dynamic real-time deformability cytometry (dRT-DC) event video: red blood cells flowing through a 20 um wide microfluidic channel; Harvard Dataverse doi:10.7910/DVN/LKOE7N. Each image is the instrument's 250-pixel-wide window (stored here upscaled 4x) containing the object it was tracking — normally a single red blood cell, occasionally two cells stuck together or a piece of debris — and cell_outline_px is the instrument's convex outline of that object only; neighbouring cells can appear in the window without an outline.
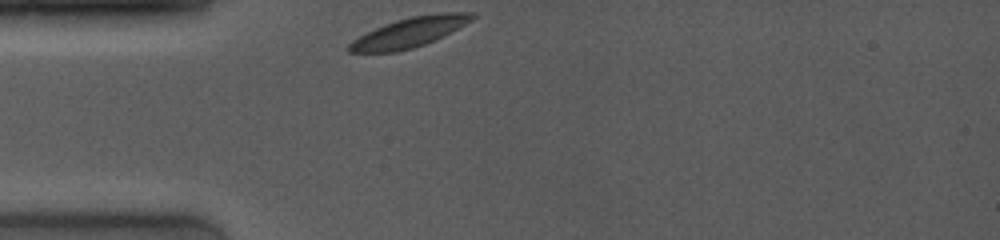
{"species": "common noctule bat (a hibernating species)", "species_latin": "Nyctalus noctula", "temperature_condition": "room temperature", "stored_images_in_passage": 48, "camera_frame_rate_fps": 4000, "um_per_image_px": 0.085, "animal": {"sex": "female", "body_mass_g": 19.0, "forearm_length_mm": 53.3}, "frame": {"image": 1, "passage_image": 1, "time_ms": 0.0, "image_size_px": [1000, 240], "cell_outline_px": [[476, 16], [472, 20], [424, 44], [412, 48], [396, 52], [348, 52], [344, 48], [352, 40], [384, 24], [396, 20], [412, 16], [440, 12], [476, 12]], "centroid_in_image_um": [34.76, 2.74], "position_along_channel_um": 50.2, "area_um2": 20.98}}
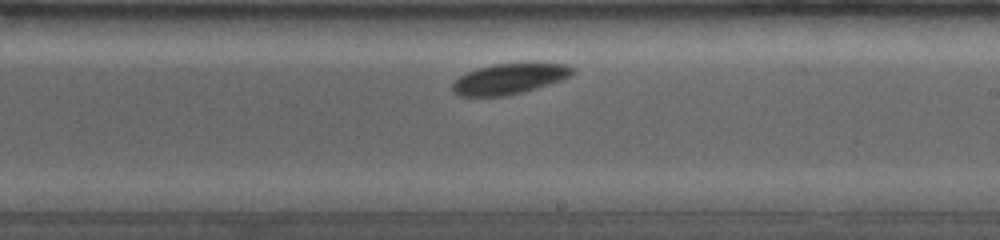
{"frame": {"image": 2, "passage_image": 26, "time_ms": 5.5, "image_size_px": [1000, 240], "cell_outline_px": [[572, 72], [564, 80], [520, 92], [504, 96], [460, 96], [452, 92], [452, 84], [460, 76], [476, 68], [492, 64], [532, 60], [568, 64], [572, 68]], "centroid_in_image_um": [43.33, 6.64], "position_along_channel_um": 245.7, "area_um2": 22.02}}
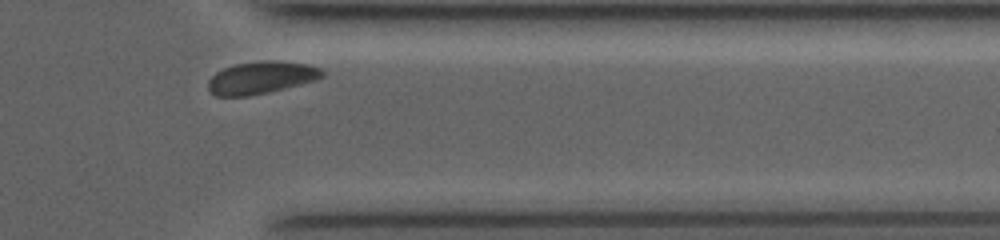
{"frame": {"image": 3, "passage_image": 44, "time_ms": 9.25, "image_size_px": [1000, 240], "cell_outline_px": [[324, 76], [316, 80], [268, 92], [248, 96], [216, 96], [208, 92], [208, 80], [216, 72], [224, 68], [236, 64], [268, 60], [272, 60], [308, 64], [320, 68], [324, 72]], "centroid_in_image_um": [22.18, 6.6], "position_along_channel_um": 389.2, "area_um2": 21.44}}